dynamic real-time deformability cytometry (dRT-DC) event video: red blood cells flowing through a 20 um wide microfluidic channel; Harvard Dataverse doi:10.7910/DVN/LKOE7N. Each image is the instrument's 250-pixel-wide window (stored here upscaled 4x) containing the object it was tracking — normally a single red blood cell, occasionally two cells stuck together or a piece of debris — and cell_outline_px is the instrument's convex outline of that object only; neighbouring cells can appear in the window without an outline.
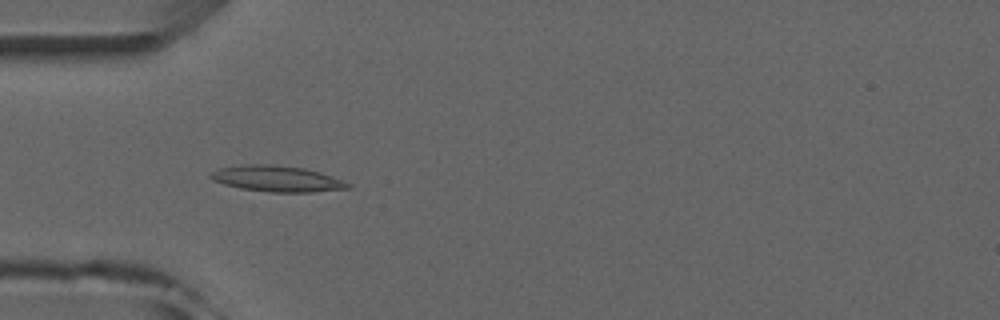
{"species": "common noctule bat (a hibernating species)", "species_latin": "Nyctalus noctula", "temperature_condition": "room temperature", "stored_images_in_passage": 8, "camera_frame_rate_fps": 3000, "um_per_image_px": 0.085, "animal": {"sex": "male", "forearm_length_mm": 52.5}, "frame": {"image": 1, "passage_image": 5, "time_ms": 4.667, "image_size_px": [1000, 320], "cell_outline_px": [[352, 188], [312, 192], [272, 192], [240, 188], [224, 184], [212, 180], [208, 176], [208, 172], [220, 168], [248, 164], [268, 164], [304, 168], [320, 172], [344, 180], [352, 184]], "centroid_in_image_um": [23.56, 15.19], "position_along_channel_um": 61.4, "area_um2": 20.87}}
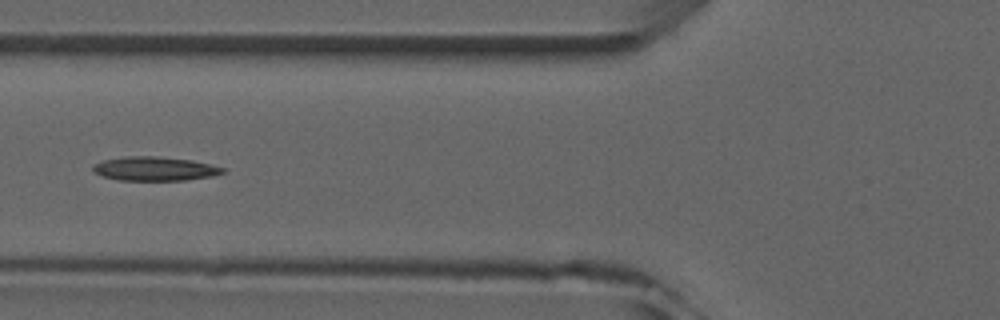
{"frame": {"image": 2, "passage_image": 6, "time_ms": 6.0, "image_size_px": [1000, 320], "cell_outline_px": [[224, 172], [212, 176], [184, 180], [120, 180], [104, 176], [92, 172], [92, 164], [104, 160], [124, 156], [152, 156], [192, 160], [224, 168]], "centroid_in_image_um": [13.09, 14.34], "position_along_channel_um": 112.7, "area_um2": 17.98}}
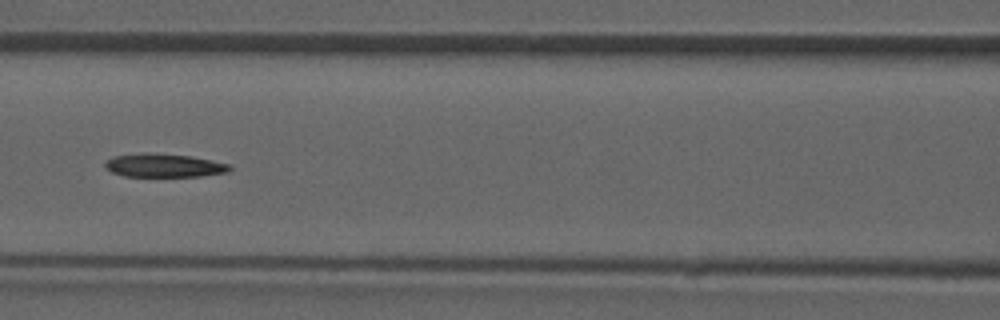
{"frame": {"image": 3, "passage_image": 7, "time_ms": 7.0, "image_size_px": [1000, 320], "cell_outline_px": [[232, 168], [228, 172], [200, 176], [124, 176], [112, 172], [104, 168], [104, 160], [112, 156], [144, 152], [148, 152], [192, 156], [232, 164]], "centroid_in_image_um": [13.91, 14.05], "position_along_channel_um": 152.7, "area_um2": 17.34}}